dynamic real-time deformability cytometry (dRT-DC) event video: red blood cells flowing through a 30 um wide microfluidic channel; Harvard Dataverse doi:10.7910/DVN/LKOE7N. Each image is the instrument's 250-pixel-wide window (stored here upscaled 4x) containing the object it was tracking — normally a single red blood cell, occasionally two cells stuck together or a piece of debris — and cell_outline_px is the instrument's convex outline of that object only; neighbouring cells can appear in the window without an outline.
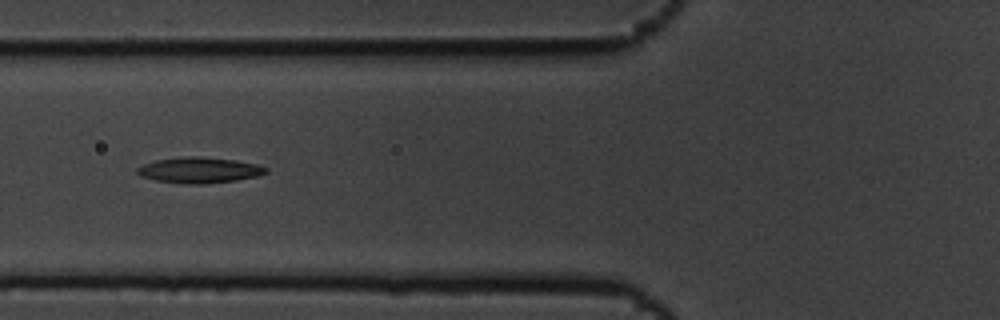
{"species": "common noctule bat (a hibernating species)", "species_latin": "Nyctalus noctula", "temperature_condition": "cold", "stored_images_in_passage": 7, "camera_frame_rate_fps": 3000, "um_per_image_px": 0.085, "animal": {"sex": "male", "body_mass_g": 19.5, "forearm_length_mm": 54.6}, "frame": {"image": 1, "passage_image": 5, "time_ms": 1.333, "image_size_px": [1000, 320], "cell_outline_px": [[268, 172], [260, 176], [236, 180], [204, 184], [188, 184], [156, 180], [140, 176], [136, 172], [136, 168], [144, 164], [156, 160], [184, 156], [196, 156], [236, 160], [256, 164], [268, 168]], "centroid_in_image_um": [16.96, 14.46], "position_along_channel_um": 108.8, "area_um2": 19.36}}
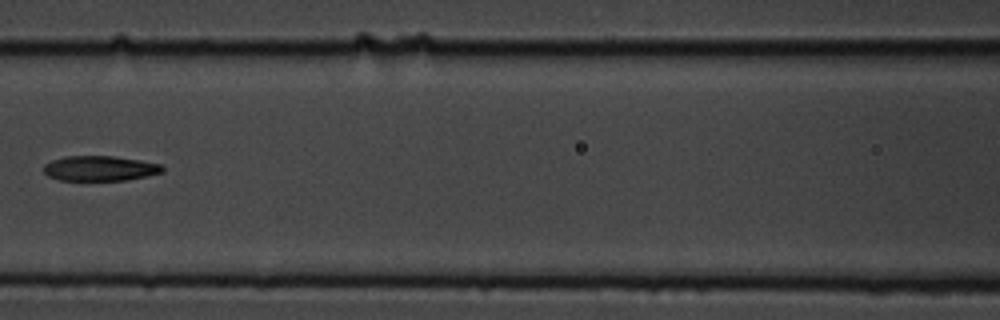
{"frame": {"image": 2, "passage_image": 6, "time_ms": 1.667, "image_size_px": [1000, 320], "cell_outline_px": [[164, 172], [128, 180], [60, 180], [48, 176], [44, 172], [44, 164], [52, 160], [64, 156], [112, 156], [140, 160], [160, 164], [164, 168]], "centroid_in_image_um": [8.49, 14.31], "position_along_channel_um": 158.1, "area_um2": 17.34}}
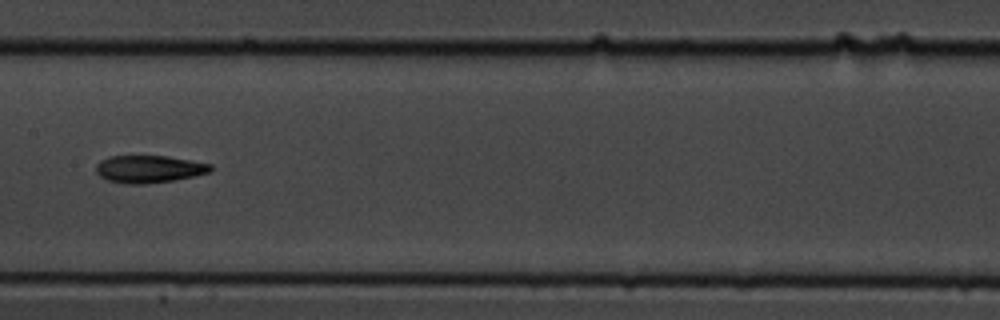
{"frame": {"image": 3, "passage_image": 7, "time_ms": 2.0, "image_size_px": [1000, 320], "cell_outline_px": [[212, 168], [208, 172], [176, 180], [144, 184], [124, 184], [108, 180], [100, 176], [96, 172], [96, 164], [100, 160], [112, 156], [168, 156], [212, 164]], "centroid_in_image_um": [12.64, 14.37], "position_along_channel_um": 194.8, "area_um2": 18.26}}